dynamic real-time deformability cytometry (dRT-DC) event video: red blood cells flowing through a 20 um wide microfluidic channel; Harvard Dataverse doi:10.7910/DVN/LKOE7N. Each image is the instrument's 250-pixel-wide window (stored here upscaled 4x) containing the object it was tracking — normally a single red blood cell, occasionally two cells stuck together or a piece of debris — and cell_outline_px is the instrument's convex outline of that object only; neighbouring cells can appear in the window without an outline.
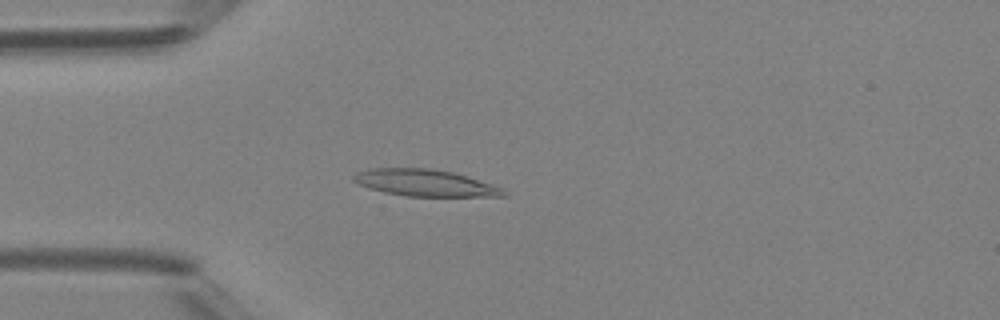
{"species": "Egyptian fruit bat (a non-hibernating species)", "species_latin": "Rousettus aegyptiacus", "temperature_condition": "room temperature", "stored_images_in_passage": 4, "camera_frame_rate_fps": 3000, "um_per_image_px": 0.085, "animal": {"sex": "female"}, "frame": {"image": 1, "passage_image": 4, "time_ms": 3.667, "image_size_px": [1000, 320], "cell_outline_px": [[508, 196], [404, 196], [384, 192], [368, 188], [352, 180], [352, 176], [356, 172], [372, 168], [428, 168], [452, 172], [504, 188], [508, 192]], "centroid_in_image_um": [36.12, 15.55], "position_along_channel_um": 48.9, "area_um2": 23.29}}